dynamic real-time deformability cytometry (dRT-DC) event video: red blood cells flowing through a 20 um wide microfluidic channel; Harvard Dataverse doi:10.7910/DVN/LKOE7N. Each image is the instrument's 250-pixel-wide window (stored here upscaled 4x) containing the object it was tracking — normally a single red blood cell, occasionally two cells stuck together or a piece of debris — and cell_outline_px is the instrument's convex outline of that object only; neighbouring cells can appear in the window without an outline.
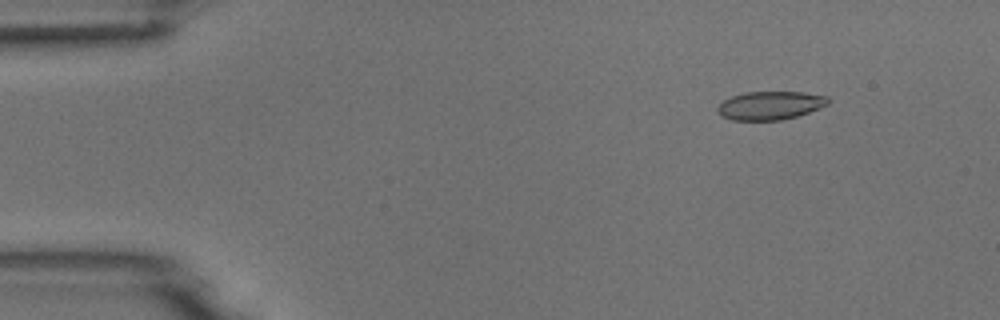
{"species": "common noctule bat (a hibernating species)", "species_latin": "Nyctalus noctula", "temperature_condition": "room temperature", "stored_images_in_passage": 4, "camera_frame_rate_fps": 3000, "um_per_image_px": 0.085, "animal": {"sex": "male", "body_mass_g": 18.8}, "frame": {"image": 1, "passage_image": 2, "time_ms": 0.333, "image_size_px": [1000, 320], "cell_outline_px": [[828, 104], [808, 112], [796, 116], [780, 120], [732, 120], [720, 116], [716, 108], [724, 100], [732, 96], [744, 92], [804, 92], [828, 96]], "centroid_in_image_um": [65.43, 8.96], "position_along_channel_um": 19.6, "area_um2": 18.21}}
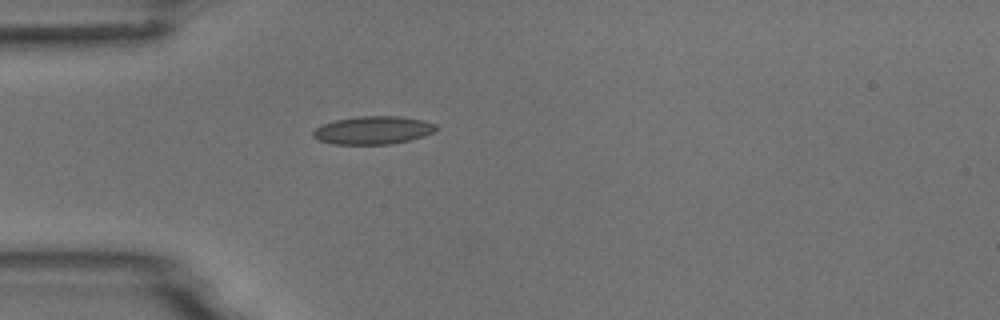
{"frame": {"image": 2, "passage_image": 4, "time_ms": 1.0, "image_size_px": [1000, 320], "cell_outline_px": [[440, 128], [424, 136], [408, 140], [388, 144], [332, 144], [320, 140], [312, 136], [312, 132], [316, 128], [324, 124], [336, 120], [360, 116], [400, 116], [424, 120], [436, 124]], "centroid_in_image_um": [31.74, 11.06], "position_along_channel_um": 53.3, "area_um2": 20.0}}